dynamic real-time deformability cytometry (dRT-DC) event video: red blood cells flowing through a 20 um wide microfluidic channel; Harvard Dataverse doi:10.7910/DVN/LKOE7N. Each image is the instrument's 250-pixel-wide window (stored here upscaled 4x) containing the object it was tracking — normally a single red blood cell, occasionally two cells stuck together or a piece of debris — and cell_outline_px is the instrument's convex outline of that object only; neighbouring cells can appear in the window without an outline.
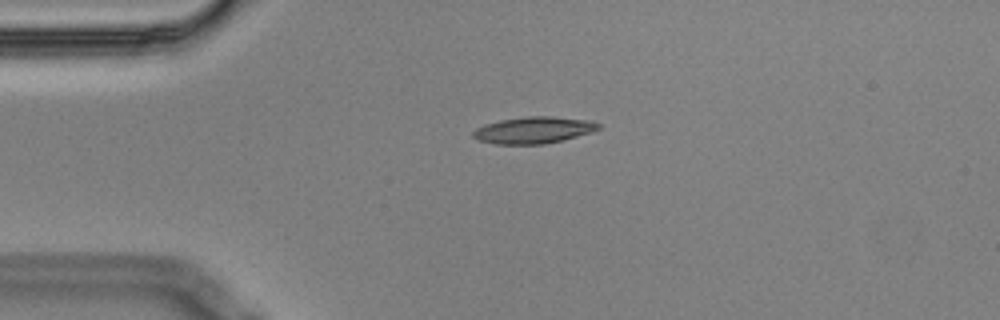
{"species": "Egyptian fruit bat (a non-hibernating species)", "species_latin": "Rousettus aegyptiacus", "temperature_condition": "cold", "stored_images_in_passage": 2, "camera_frame_rate_fps": 3000, "um_per_image_px": 0.085, "animal": {"sex": "male"}, "frame": {"image": 1, "passage_image": 1, "time_ms": 0.0, "image_size_px": [1000, 320], "cell_outline_px": [[600, 128], [592, 132], [564, 140], [544, 144], [496, 144], [480, 140], [472, 136], [472, 132], [476, 128], [484, 124], [500, 120], [528, 116], [548, 116], [584, 120], [600, 124]], "centroid_in_image_um": [45.33, 11.06], "position_along_channel_um": 39.7, "area_um2": 19.31}}